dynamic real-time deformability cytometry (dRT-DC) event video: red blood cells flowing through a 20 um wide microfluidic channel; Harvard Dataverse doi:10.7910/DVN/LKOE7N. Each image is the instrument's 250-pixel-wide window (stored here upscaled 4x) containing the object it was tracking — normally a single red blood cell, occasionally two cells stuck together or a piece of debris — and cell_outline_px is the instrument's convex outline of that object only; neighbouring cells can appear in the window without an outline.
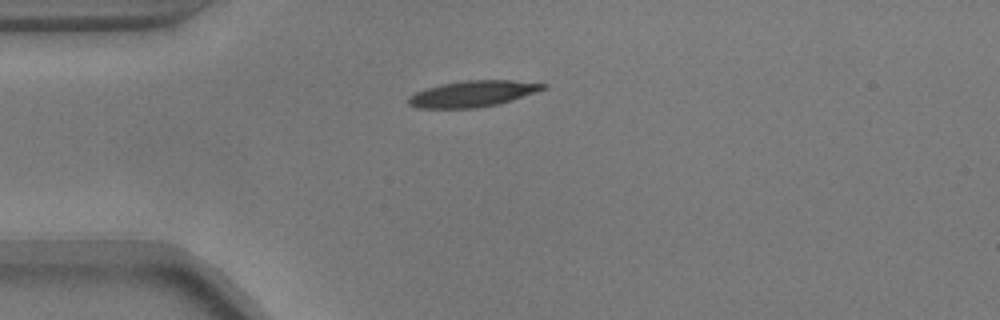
{"species": "common noctule bat (a hibernating species)", "species_latin": "Nyctalus noctula", "temperature_condition": "warm", "stored_images_in_passage": 34, "camera_frame_rate_fps": 3000, "um_per_image_px": 0.085, "animal": {"sex": "male", "body_mass_g": 17.9}, "frame": {"image": 1, "passage_image": 1, "time_ms": 0.0, "image_size_px": [1000, 320], "cell_outline_px": [[548, 88], [512, 100], [496, 104], [476, 108], [416, 108], [408, 104], [408, 96], [424, 88], [440, 84], [464, 80], [512, 80], [548, 84]], "centroid_in_image_um": [40.17, 7.96], "position_along_channel_um": 44.8, "area_um2": 20.63}}
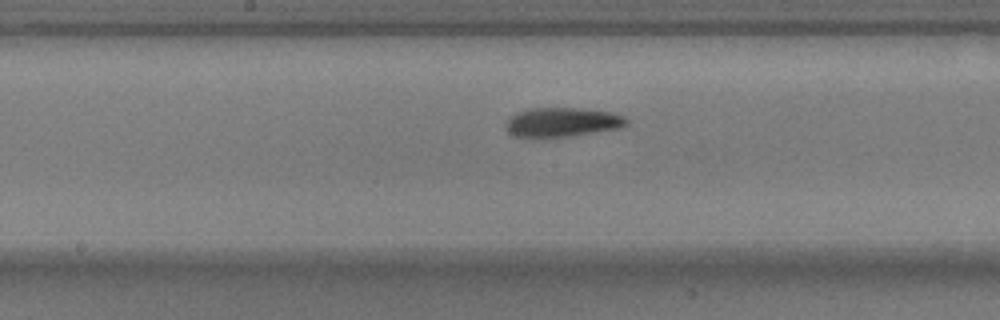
{"frame": {"image": 2, "passage_image": 15, "time_ms": 4.667, "image_size_px": [1000, 320], "cell_outline_px": [[628, 124], [620, 128], [568, 136], [532, 140], [516, 136], [508, 132], [504, 124], [516, 112], [528, 108], [580, 108], [612, 112], [624, 116], [628, 120]], "centroid_in_image_um": [47.74, 10.41], "position_along_channel_um": 200.5, "area_um2": 21.1}}
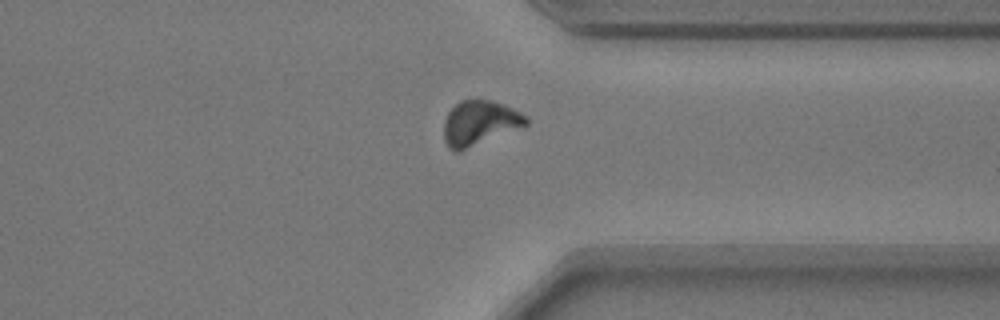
{"frame": {"image": 3, "passage_image": 29, "time_ms": 9.333, "image_size_px": [1000, 320], "cell_outline_px": [[528, 124], [456, 152], [448, 148], [444, 140], [444, 120], [448, 112], [460, 100], [492, 100], [504, 104], [528, 116]], "centroid_in_image_um": [40.74, 10.43], "position_along_channel_um": 370.7, "area_um2": 21.04}, "authors_computed_cell_mechanics": {"area_um2": 20.7791, "velocity_mm_per_s": 3.6999, "shape_relaxation_time_tau1_ms": 3.1412, "shape_relaxation_time_tau2_ms": 3.6649, "deformation_change_tau1": 0.1463, "deformation_change_tau2": 0.1102}}